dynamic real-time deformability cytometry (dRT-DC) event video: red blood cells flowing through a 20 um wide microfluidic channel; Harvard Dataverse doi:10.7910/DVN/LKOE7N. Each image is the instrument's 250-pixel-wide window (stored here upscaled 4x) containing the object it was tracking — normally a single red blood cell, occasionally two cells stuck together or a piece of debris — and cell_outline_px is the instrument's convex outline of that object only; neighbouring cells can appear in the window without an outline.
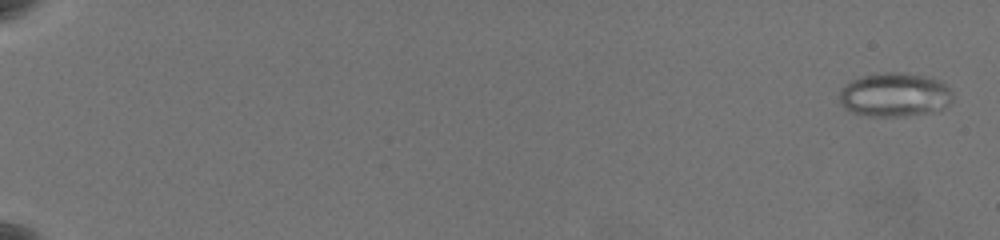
{"species": "common noctule bat (a hibernating species)", "species_latin": "Nyctalus noctula", "temperature_condition": "warm", "stored_images_in_passage": 62, "camera_frame_rate_fps": 3000, "um_per_image_px": 0.085, "animal": {"sex": "female", "body_mass_g": 19.5, "forearm_length_mm": 54.1}, "frame": {"image": 1, "passage_image": 2, "time_ms": 0.333, "image_size_px": [1000, 240], "cell_outline_px": [[952, 100], [940, 112], [892, 116], [872, 116], [852, 112], [840, 100], [840, 88], [852, 80], [864, 76], [884, 72], [904, 72], [928, 76], [940, 80], [952, 92]], "centroid_in_image_um": [76.11, 8.04], "position_along_channel_um": 8.9, "area_um2": 28.96}}
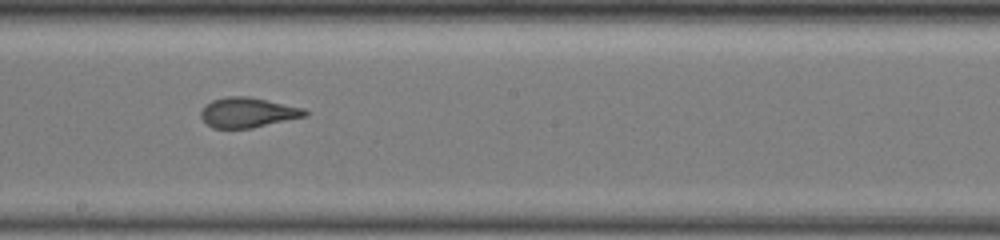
{"frame": {"image": 2, "passage_image": 39, "time_ms": 12.667, "image_size_px": [1000, 240], "cell_outline_px": [[308, 116], [252, 128], [212, 128], [200, 116], [200, 112], [204, 104], [212, 100], [228, 96], [248, 96], [304, 108], [308, 112]], "centroid_in_image_um": [21.06, 9.56], "position_along_channel_um": 227.1, "area_um2": 18.26}}
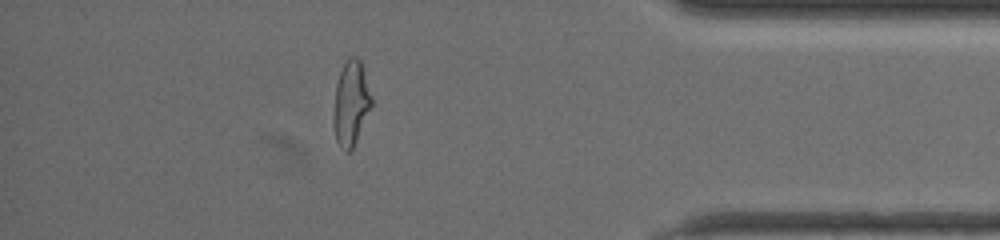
{"frame": {"image": 3, "passage_image": 56, "time_ms": 18.333, "image_size_px": [1000, 240], "cell_outline_px": [[372, 104], [356, 140], [352, 148], [348, 152], [344, 152], [340, 148], [336, 140], [332, 124], [336, 84], [340, 72], [348, 56], [356, 56], [360, 60], [372, 96]], "centroid_in_image_um": [29.81, 8.78], "position_along_channel_um": 405.4, "area_um2": 18.67}, "authors_computed_cell_mechanics": {"area_um2": 20.0566, "velocity_mm_per_s": 3.6046, "shape_relaxation_time_tau1_ms": null, "shape_relaxation_time_tau2_ms": 0.953, "deformation_change_tau1": null, "deformation_change_tau2": 0.0861}}